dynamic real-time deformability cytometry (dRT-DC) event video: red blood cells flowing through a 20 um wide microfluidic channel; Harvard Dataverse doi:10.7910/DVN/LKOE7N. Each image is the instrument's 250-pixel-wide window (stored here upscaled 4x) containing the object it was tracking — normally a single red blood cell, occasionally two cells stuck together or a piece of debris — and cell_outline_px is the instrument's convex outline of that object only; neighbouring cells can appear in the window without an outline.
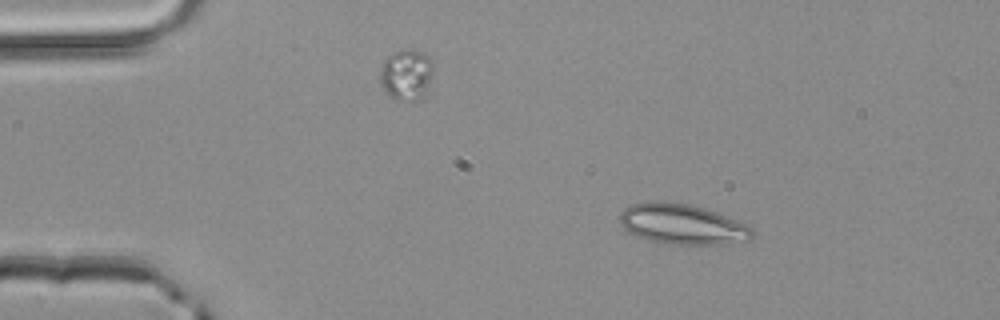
{"species": "common noctule bat (a hibernating species)", "species_latin": "Nyctalus noctula", "temperature_condition": "room temperature", "stored_images_in_passage": 2, "camera_frame_rate_fps": 3000, "um_per_image_px": 0.085, "animal": {"sex": "male", "body_mass_g": 20.4}, "frame": {"image": 1, "passage_image": 1, "time_ms": 0.0, "image_size_px": [1000, 320], "cell_outline_px": [[752, 236], [748, 240], [728, 244], [668, 244], [648, 240], [636, 236], [628, 232], [620, 224], [620, 212], [624, 208], [632, 204], [652, 200], [656, 200], [688, 204], [704, 208], [728, 216], [748, 224], [752, 228]], "centroid_in_image_um": [57.98, 19.05], "position_along_channel_um": 27.0, "area_um2": 31.39}}